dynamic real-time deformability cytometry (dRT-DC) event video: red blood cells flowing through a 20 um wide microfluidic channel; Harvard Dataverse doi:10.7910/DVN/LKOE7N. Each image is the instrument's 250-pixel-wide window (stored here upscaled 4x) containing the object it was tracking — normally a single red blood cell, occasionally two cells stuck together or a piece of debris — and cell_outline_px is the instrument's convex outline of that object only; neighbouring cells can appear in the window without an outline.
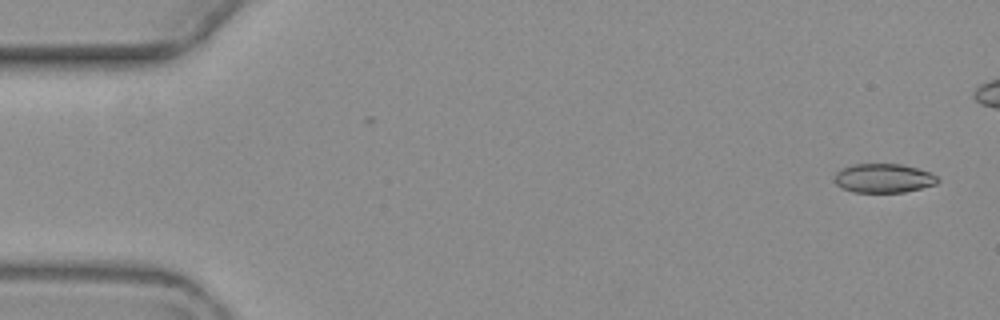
{"species": "common noctule bat (a hibernating species)", "species_latin": "Nyctalus noctula", "temperature_condition": "warm", "stored_images_in_passage": 4, "camera_frame_rate_fps": 3000, "um_per_image_px": 0.085, "animal": {"sex": "female", "body_mass_g": 19.3, "forearm_length_mm": 54.1}, "frame": {"image": 1, "passage_image": 1, "time_ms": 0.0, "image_size_px": [1000, 320], "cell_outline_px": [[940, 180], [936, 184], [904, 192], [852, 192], [840, 188], [832, 180], [836, 172], [840, 168], [852, 164], [904, 164], [932, 172]], "centroid_in_image_um": [75.06, 15.14], "position_along_channel_um": 9.9, "area_um2": 17.8}}